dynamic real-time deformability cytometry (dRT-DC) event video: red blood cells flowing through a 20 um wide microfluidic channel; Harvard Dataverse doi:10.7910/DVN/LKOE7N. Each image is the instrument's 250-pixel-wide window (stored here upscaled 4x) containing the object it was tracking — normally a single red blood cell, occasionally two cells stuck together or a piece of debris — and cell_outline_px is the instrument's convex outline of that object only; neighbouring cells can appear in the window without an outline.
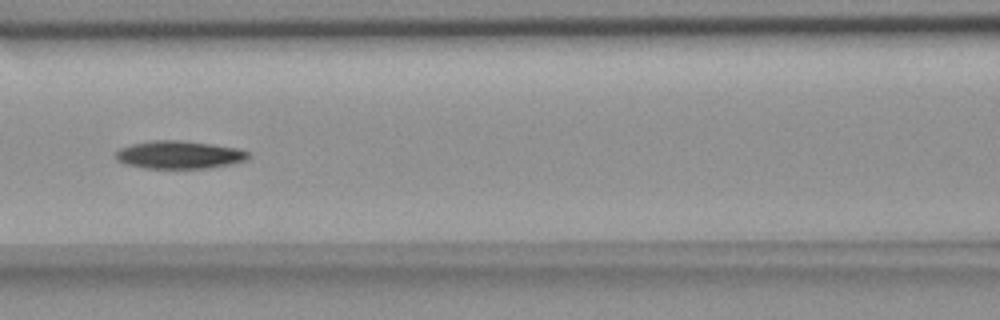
{"species": "common noctule bat (a hibernating species)", "species_latin": "Nyctalus noctula", "temperature_condition": "room temperature", "stored_images_in_passage": 5, "camera_frame_rate_fps": 3000, "um_per_image_px": 0.085, "animal": {"sex": "female", "body_mass_g": 18.4}, "frame": {"image": 1, "passage_image": 5, "time_ms": 4.667, "image_size_px": [1000, 320], "cell_outline_px": [[248, 160], [208, 168], [144, 168], [128, 164], [116, 160], [116, 152], [120, 148], [132, 144], [152, 140], [176, 140], [212, 144], [236, 148], [248, 152]], "centroid_in_image_um": [15.21, 13.15], "position_along_channel_um": 151.4, "area_um2": 21.27}}